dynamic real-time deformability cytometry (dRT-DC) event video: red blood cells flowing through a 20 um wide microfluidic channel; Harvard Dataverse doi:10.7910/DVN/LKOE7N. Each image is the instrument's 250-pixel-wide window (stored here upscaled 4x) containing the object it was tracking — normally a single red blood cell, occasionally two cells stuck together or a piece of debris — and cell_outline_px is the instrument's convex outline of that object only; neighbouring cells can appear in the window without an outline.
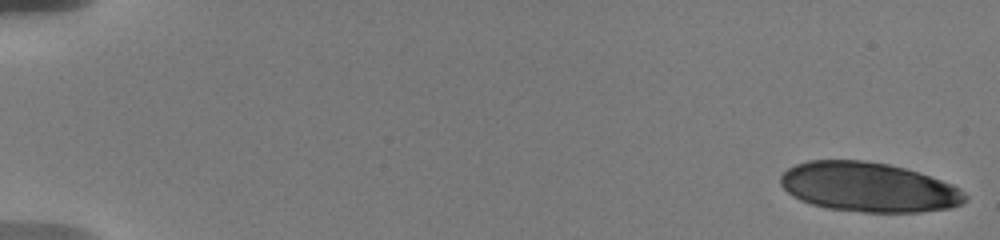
{"species": "human", "species_latin": "Homo sapiens", "temperature_condition": "warm", "stored_images_in_passage": 42, "camera_frame_rate_fps": 3000, "um_per_image_px": 0.085, "donor": {"sex": "male"}, "frame": {"image": 1, "passage_image": 1, "time_ms": 0.0, "image_size_px": [1000, 240], "cell_outline_px": [[968, 200], [952, 208], [920, 212], [864, 212], [828, 208], [812, 204], [800, 200], [792, 196], [780, 184], [780, 176], [788, 168], [796, 164], [808, 160], [860, 160], [888, 164], [904, 168], [952, 184], [960, 188], [968, 196]], "centroid_in_image_um": [73.83, 15.91], "position_along_channel_um": 11.2, "area_um2": 53.23}}
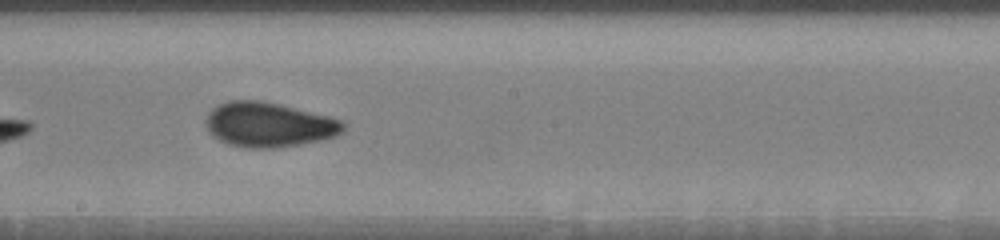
{"frame": {"image": 2, "passage_image": 27, "time_ms": 11.0, "image_size_px": [1000, 240], "cell_outline_px": [[344, 132], [336, 136], [320, 140], [300, 144], [276, 148], [244, 148], [228, 144], [212, 136], [208, 132], [204, 124], [204, 120], [208, 112], [212, 108], [228, 100], [260, 100], [280, 104], [328, 116], [340, 120], [344, 124]], "centroid_in_image_um": [22.79, 10.6], "position_along_channel_um": 225.4, "area_um2": 36.07}}
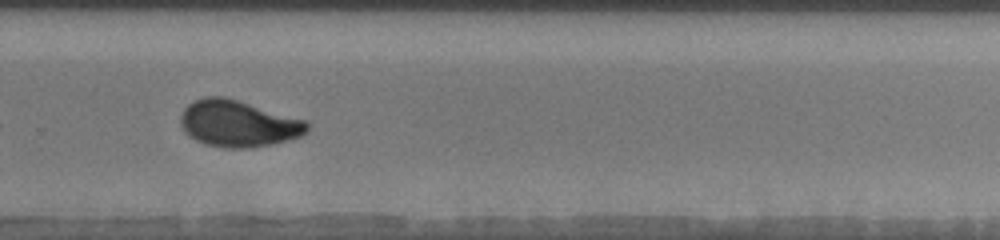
{"frame": {"image": 3, "passage_image": 33, "time_ms": 13.333, "image_size_px": [1000, 240], "cell_outline_px": [[308, 128], [300, 136], [288, 140], [272, 144], [248, 148], [224, 148], [204, 144], [188, 136], [184, 132], [180, 124], [180, 116], [184, 108], [188, 104], [204, 96], [224, 96], [304, 120], [308, 124]], "centroid_in_image_um": [20.18, 10.51], "position_along_channel_um": 309.6, "area_um2": 34.16}, "authors_computed_cell_mechanics": {"area_um2": 36.0961, "velocity_mm_per_s": 3.6323, "shape_relaxation_time_tau1_ms": 6.2203, "shape_relaxation_time_tau2_ms": 1.2097, "deformation_change_tau1": 0.1649, "deformation_change_tau2": 0.0573}}